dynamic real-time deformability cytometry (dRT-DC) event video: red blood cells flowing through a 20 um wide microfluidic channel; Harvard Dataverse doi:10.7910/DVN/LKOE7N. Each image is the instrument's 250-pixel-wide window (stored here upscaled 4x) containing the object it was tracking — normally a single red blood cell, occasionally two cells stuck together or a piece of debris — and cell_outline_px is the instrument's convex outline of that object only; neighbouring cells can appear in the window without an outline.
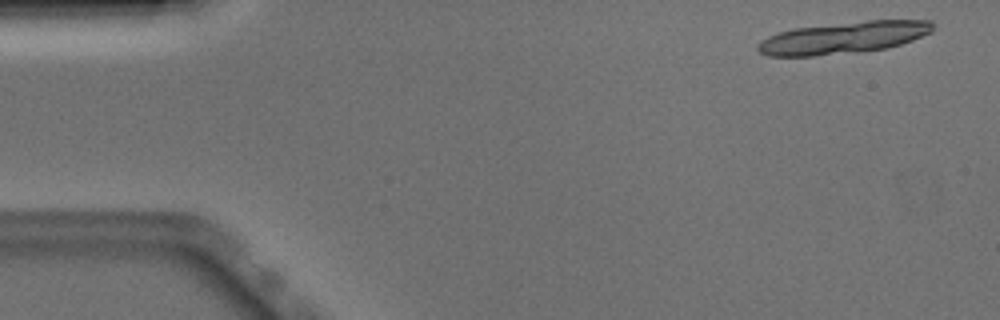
{"species": "Egyptian fruit bat (a non-hibernating species)", "species_latin": "Rousettus aegyptiacus", "temperature_condition": "warm", "stored_images_in_passage": 17, "camera_frame_rate_fps": 3000, "um_per_image_px": 0.085, "animal": {"sex": "male"}, "frame": {"image": 1, "passage_image": 1, "time_ms": 0.0, "image_size_px": [1000, 320], "cell_outline_px": [[932, 32], [912, 40], [888, 48], [864, 52], [816, 56], [768, 56], [760, 52], [756, 48], [756, 44], [760, 40], [768, 36], [792, 28], [868, 20], [932, 20]], "centroid_in_image_um": [71.67, 3.21], "position_along_channel_um": 13.3, "area_um2": 32.83}}